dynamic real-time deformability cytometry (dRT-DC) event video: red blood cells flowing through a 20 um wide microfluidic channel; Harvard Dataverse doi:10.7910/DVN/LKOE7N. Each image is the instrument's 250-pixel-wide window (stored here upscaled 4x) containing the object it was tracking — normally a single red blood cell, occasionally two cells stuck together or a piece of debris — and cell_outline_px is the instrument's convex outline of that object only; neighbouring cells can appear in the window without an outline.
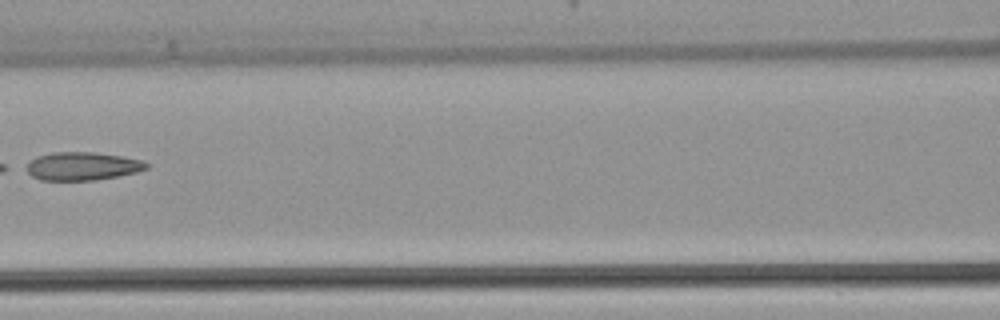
{"species": "common noctule bat (a hibernating species)", "species_latin": "Nyctalus noctula", "temperature_condition": "warm", "stored_images_in_passage": 3, "camera_frame_rate_fps": 3000, "um_per_image_px": 0.085, "animal": {"sex": "female", "body_mass_g": 22.7, "forearm_length_mm": 54.2}, "frame": {"image": 1, "passage_image": 3, "time_ms": 0.667, "image_size_px": [1000, 320], "cell_outline_px": [[152, 164], [148, 168], [136, 172], [116, 176], [92, 180], [40, 180], [32, 176], [20, 168], [36, 156], [52, 152], [96, 152], [120, 156], [140, 160]], "centroid_in_image_um": [6.92, 14.12], "position_along_channel_um": 159.7, "area_um2": 19.94}}